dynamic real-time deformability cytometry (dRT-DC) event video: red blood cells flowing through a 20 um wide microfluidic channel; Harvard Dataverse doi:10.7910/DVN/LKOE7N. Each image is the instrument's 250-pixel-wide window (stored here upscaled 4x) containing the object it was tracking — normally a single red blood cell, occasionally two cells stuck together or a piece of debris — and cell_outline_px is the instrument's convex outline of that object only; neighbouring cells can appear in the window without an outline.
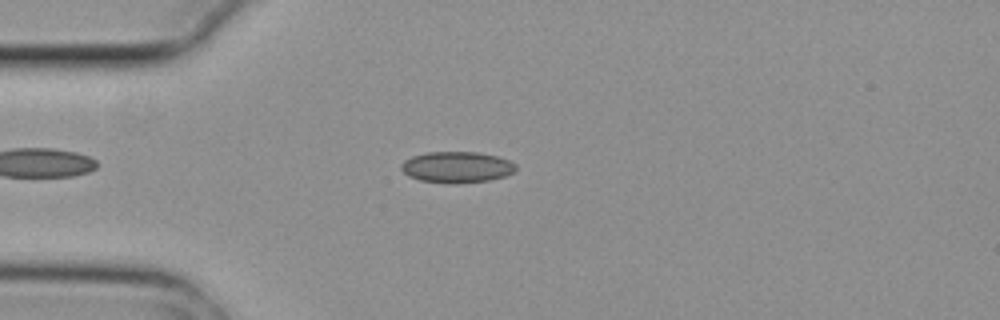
{"species": "common noctule bat (a hibernating species)", "species_latin": "Nyctalus noctula", "temperature_condition": "cold", "stored_images_in_passage": 4, "camera_frame_rate_fps": 3000, "um_per_image_px": 0.085, "animal": {"sex": "female", "body_mass_g": 29.2, "forearm_length_mm": 56.3}, "frame": {"image": 1, "passage_image": 4, "time_ms": 1.0, "image_size_px": [1000, 320], "cell_outline_px": [[516, 168], [512, 172], [504, 176], [488, 180], [456, 184], [452, 184], [420, 180], [408, 176], [400, 168], [400, 164], [404, 160], [412, 156], [428, 152], [476, 152], [496, 156], [508, 160], [516, 164]], "centroid_in_image_um": [38.79, 14.21], "position_along_channel_um": 46.2, "area_um2": 20.75}}